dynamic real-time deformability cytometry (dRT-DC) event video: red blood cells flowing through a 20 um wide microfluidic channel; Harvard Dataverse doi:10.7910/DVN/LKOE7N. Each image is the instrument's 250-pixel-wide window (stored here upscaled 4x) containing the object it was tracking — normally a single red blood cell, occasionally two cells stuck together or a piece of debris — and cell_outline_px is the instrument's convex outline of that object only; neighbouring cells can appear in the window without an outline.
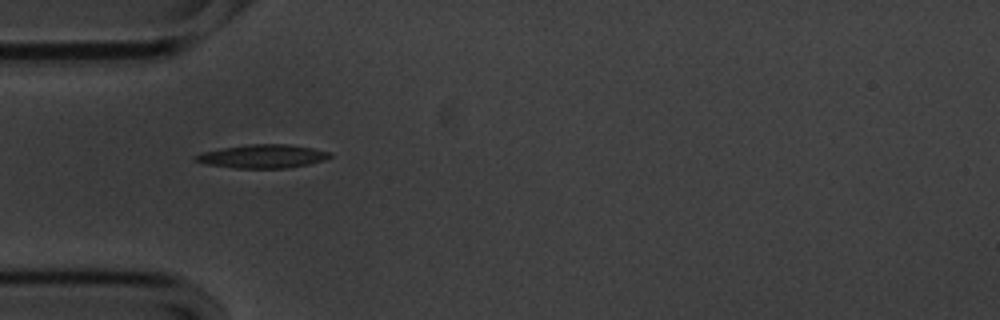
{"species": "common noctule bat (a hibernating species)", "species_latin": "Nyctalus noctula", "temperature_condition": "cold", "stored_images_in_passage": 40, "camera_frame_rate_fps": 3000, "um_per_image_px": 0.085, "animal": {"sex": "male", "body_mass_g": 20.1, "forearm_length_mm": 53.5}, "frame": {"image": 1, "passage_image": 1, "time_ms": 0.0, "image_size_px": [1000, 320], "cell_outline_px": [[332, 156], [324, 160], [308, 164], [288, 168], [236, 168], [208, 164], [192, 160], [192, 156], [200, 152], [220, 148], [248, 144], [288, 144], [312, 148], [332, 152]], "centroid_in_image_um": [22.29, 13.28], "position_along_channel_um": 62.7, "area_um2": 18.55}}
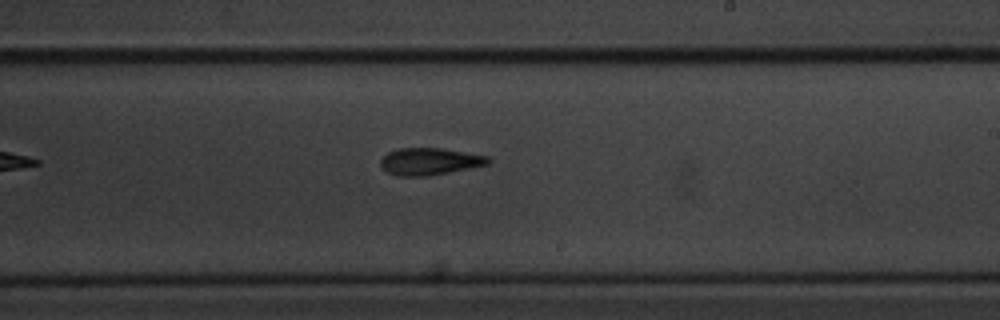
{"frame": {"image": 2, "passage_image": 17, "time_ms": 5.333, "image_size_px": [1000, 320], "cell_outline_px": [[492, 160], [488, 164], [448, 172], [424, 176], [396, 176], [380, 168], [380, 160], [388, 152], [400, 148], [440, 148], [488, 156]], "centroid_in_image_um": [36.48, 13.72], "position_along_channel_um": 252.5, "area_um2": 16.82}}
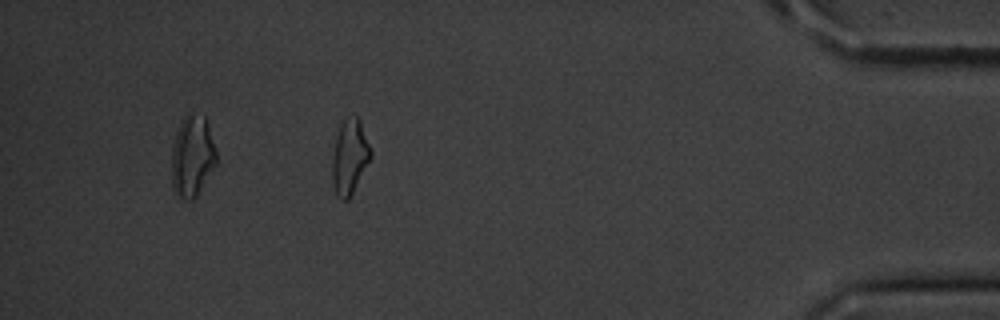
{"frame": {"image": 3, "passage_image": 34, "time_ms": 11.0, "image_size_px": [1000, 320], "cell_outline_px": [[372, 156], [348, 200], [340, 200], [336, 196], [332, 184], [332, 156], [336, 136], [340, 124], [344, 120], [356, 116], [360, 120], [372, 148]], "centroid_in_image_um": [29.72, 13.35], "position_along_channel_um": 405.5, "area_um2": 16.88}, "authors_computed_cell_mechanics": {"area_um2": 16.8198, "velocity_mm_per_s": 3.5676, "shape_relaxation_time_tau1_ms": 3.6334, "shape_relaxation_time_tau2_ms": 7.8033, "deformation_change_tau1": 0.166, "deformation_change_tau2": 0.2018}}